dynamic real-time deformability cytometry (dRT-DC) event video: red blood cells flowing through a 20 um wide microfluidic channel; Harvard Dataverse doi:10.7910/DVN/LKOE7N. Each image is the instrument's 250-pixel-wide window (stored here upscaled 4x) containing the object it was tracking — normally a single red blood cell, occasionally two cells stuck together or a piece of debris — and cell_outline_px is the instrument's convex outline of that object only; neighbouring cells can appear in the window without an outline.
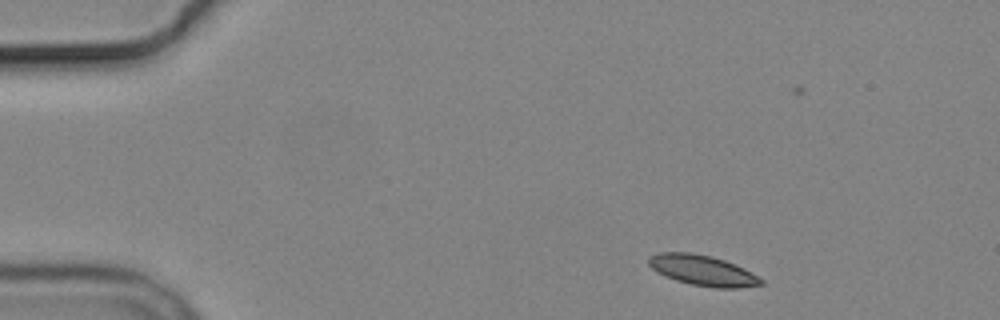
{"species": "common noctule bat (a hibernating species)", "species_latin": "Nyctalus noctula", "temperature_condition": "cold", "stored_images_in_passage": 5, "camera_frame_rate_fps": 3000, "um_per_image_px": 0.085, "animal": {"sex": "male", "body_mass_g": 19.2, "forearm_length_mm": 51.8}, "frame": {"image": 1, "passage_image": 1, "time_ms": 0.0, "image_size_px": [1000, 320], "cell_outline_px": [[764, 284], [740, 288], [716, 288], [692, 284], [676, 280], [656, 272], [648, 264], [648, 256], [656, 252], [692, 252], [712, 256], [736, 264], [744, 268], [764, 280]], "centroid_in_image_um": [59.72, 22.97], "position_along_channel_um": 25.3, "area_um2": 20.11}}
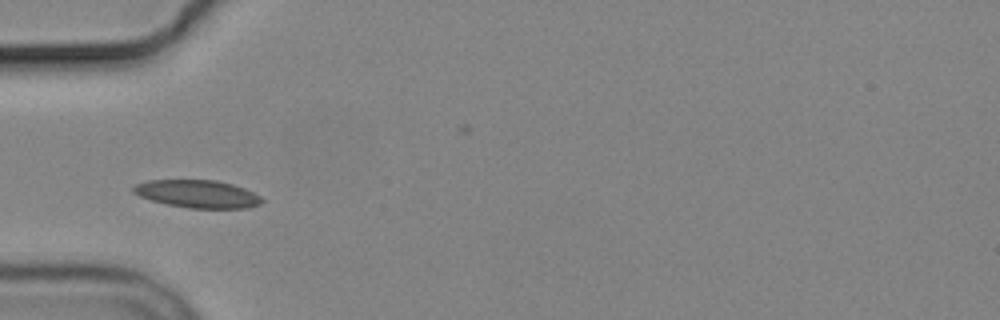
{"frame": {"image": 2, "passage_image": 4, "time_ms": 3.333, "image_size_px": [1000, 320], "cell_outline_px": [[264, 200], [260, 204], [244, 208], [188, 208], [168, 204], [152, 200], [140, 196], [132, 192], [132, 188], [136, 184], [148, 180], [216, 180], [232, 184], [244, 188], [260, 196]], "centroid_in_image_um": [16.79, 16.48], "position_along_channel_um": 68.2, "area_um2": 20.63}}
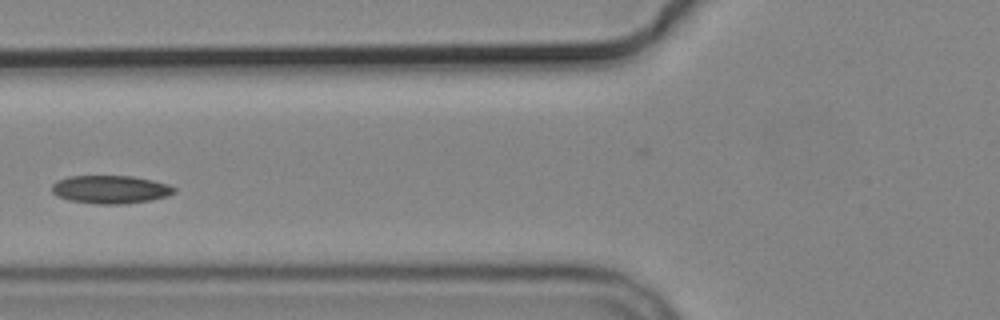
{"frame": {"image": 3, "passage_image": 5, "time_ms": 4.667, "image_size_px": [1000, 320], "cell_outline_px": [[176, 192], [168, 196], [152, 200], [124, 204], [96, 204], [68, 200], [56, 196], [52, 192], [52, 184], [56, 180], [68, 176], [132, 176], [152, 180], [168, 184], [176, 188]], "centroid_in_image_um": [9.38, 16.1], "position_along_channel_um": 116.4, "area_um2": 20.29}}